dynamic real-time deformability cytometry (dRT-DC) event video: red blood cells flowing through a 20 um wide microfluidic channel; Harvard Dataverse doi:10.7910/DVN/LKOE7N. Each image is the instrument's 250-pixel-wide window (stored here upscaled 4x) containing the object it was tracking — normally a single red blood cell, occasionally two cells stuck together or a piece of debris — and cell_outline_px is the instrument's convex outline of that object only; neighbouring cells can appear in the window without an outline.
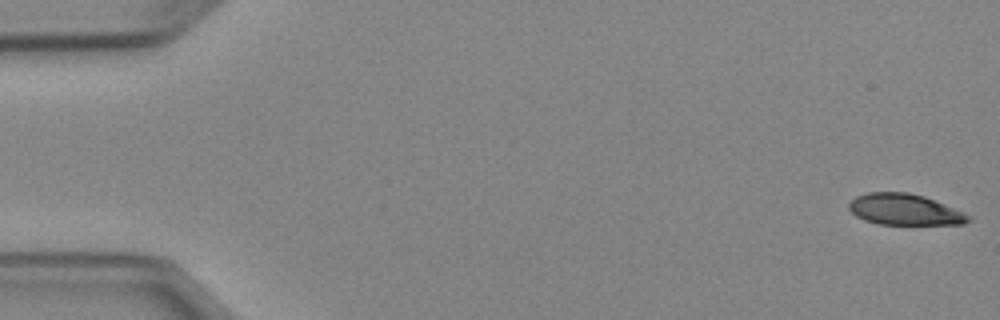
{"species": "Egyptian fruit bat (a non-hibernating species)", "species_latin": "Rousettus aegyptiacus", "temperature_condition": "cold", "stored_images_in_passage": 16, "camera_frame_rate_fps": 3000, "um_per_image_px": 0.085, "animal": {"sex": "female"}, "frame": {"image": 1, "passage_image": 1, "time_ms": 0.0, "image_size_px": [1000, 320], "cell_outline_px": [[972, 220], [964, 224], [880, 224], [864, 220], [856, 216], [848, 208], [848, 204], [856, 196], [868, 192], [908, 192], [924, 196], [964, 212], [972, 216]], "centroid_in_image_um": [76.91, 17.81], "position_along_channel_um": 8.1, "area_um2": 21.68}}
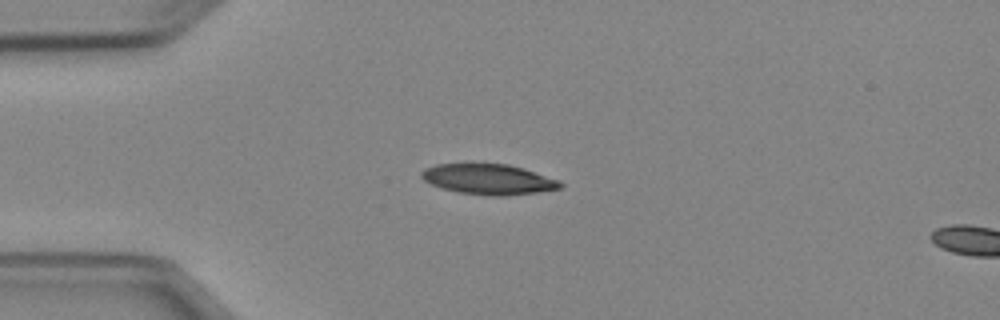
{"frame": {"image": 2, "passage_image": 13, "time_ms": 4.0, "image_size_px": [1000, 320], "cell_outline_px": [[564, 184], [560, 188], [536, 192], [504, 196], [492, 196], [460, 192], [440, 188], [424, 180], [420, 176], [420, 172], [424, 168], [436, 164], [472, 160], [508, 164], [524, 168], [560, 180]], "centroid_in_image_um": [41.47, 15.17], "position_along_channel_um": 43.5, "area_um2": 25.61}}